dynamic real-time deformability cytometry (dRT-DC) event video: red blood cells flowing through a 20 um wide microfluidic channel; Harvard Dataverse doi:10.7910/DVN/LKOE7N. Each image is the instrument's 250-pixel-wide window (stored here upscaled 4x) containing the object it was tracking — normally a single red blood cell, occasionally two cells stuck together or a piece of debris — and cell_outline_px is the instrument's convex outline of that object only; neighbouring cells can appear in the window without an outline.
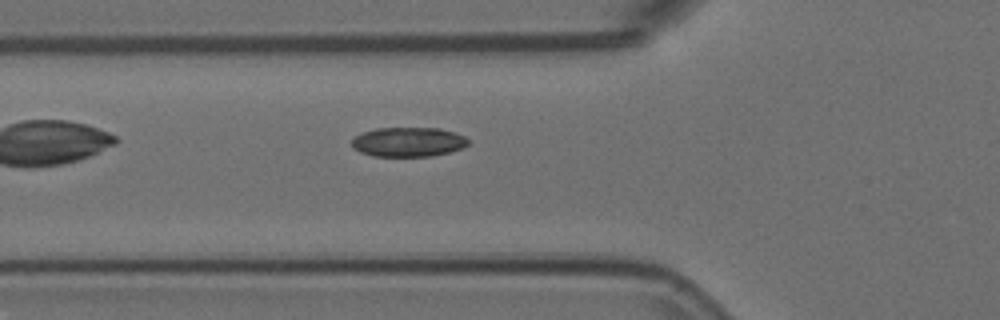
{"species": "Egyptian fruit bat (a non-hibernating species)", "species_latin": "Rousettus aegyptiacus", "temperature_condition": "room temperature", "stored_images_in_passage": 4, "camera_frame_rate_fps": 3000, "um_per_image_px": 0.085, "animal": {"sex": "female"}, "frame": {"image": 1, "passage_image": 4, "time_ms": 1.0, "image_size_px": [1000, 320], "cell_outline_px": [[468, 144], [464, 148], [432, 156], [372, 156], [360, 152], [352, 148], [352, 140], [360, 132], [376, 128], [440, 128], [464, 136], [468, 140]], "centroid_in_image_um": [34.67, 12.06], "position_along_channel_um": 91.1, "area_um2": 20.06}}